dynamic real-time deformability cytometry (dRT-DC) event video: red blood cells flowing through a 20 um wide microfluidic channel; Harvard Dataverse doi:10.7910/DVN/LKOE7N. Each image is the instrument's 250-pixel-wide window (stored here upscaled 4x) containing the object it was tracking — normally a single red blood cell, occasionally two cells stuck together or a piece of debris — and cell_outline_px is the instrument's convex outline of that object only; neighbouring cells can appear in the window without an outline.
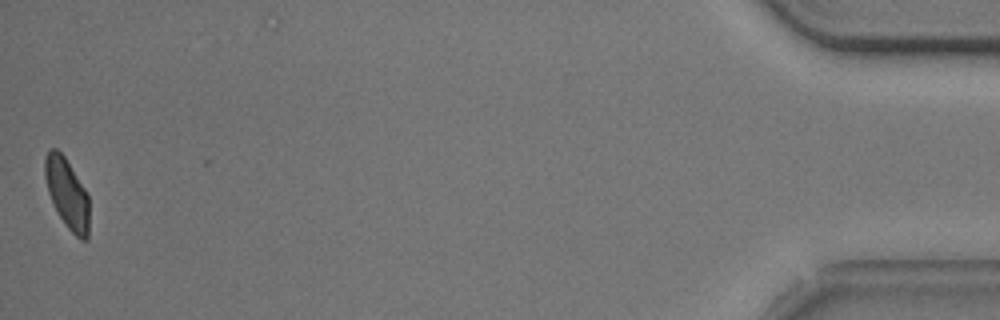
{"species": "common noctule bat (a hibernating species)", "species_latin": "Nyctalus noctula", "temperature_condition": "cold", "stored_images_in_passage": 42, "camera_frame_rate_fps": 3000, "um_per_image_px": 0.085, "animal": {"sex": "male", "body_mass_g": 20.5, "forearm_length_mm": 52.5}, "frame": {"image": 1, "passage_image": 41, "time_ms": 13.333, "image_size_px": [1000, 320], "cell_outline_px": [[88, 240], [80, 240], [64, 224], [48, 192], [44, 176], [44, 156], [52, 148], [56, 148], [64, 156], [88, 192]], "centroid_in_image_um": [5.7, 16.43], "position_along_channel_um": 429.5, "area_um2": 18.03}, "authors_computed_cell_mechanics": {"area_um2": 19.7387, "velocity_mm_per_s": 3.7185, "shape_relaxation_time_tau1_ms": 5.91, "shape_relaxation_time_tau2_ms": 3.2365, "deformation_change_tau1": 0.1071, "deformation_change_tau2": 0.0713}}